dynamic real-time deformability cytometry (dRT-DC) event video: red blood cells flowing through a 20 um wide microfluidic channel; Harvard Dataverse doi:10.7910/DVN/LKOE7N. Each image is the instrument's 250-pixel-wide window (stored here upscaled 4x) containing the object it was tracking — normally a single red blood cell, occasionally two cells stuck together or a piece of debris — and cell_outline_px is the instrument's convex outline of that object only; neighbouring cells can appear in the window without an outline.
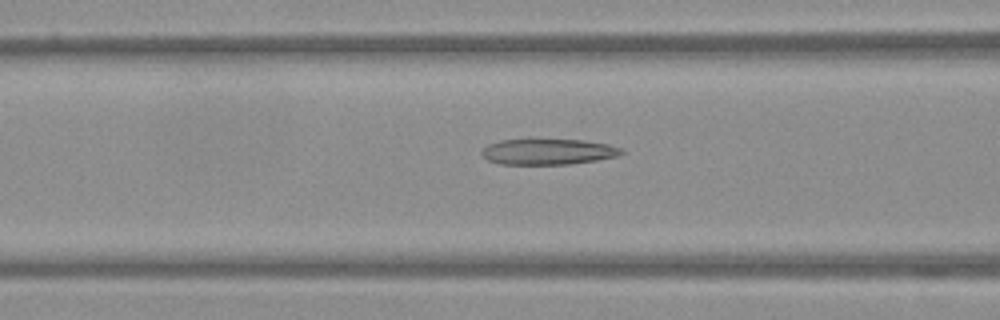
{"species": "Egyptian fruit bat (a non-hibernating species)", "species_latin": "Rousettus aegyptiacus", "temperature_condition": "warm", "stored_images_in_passage": 44, "camera_frame_rate_fps": 3000, "um_per_image_px": 0.085, "frame": {"image": 1, "passage_image": 22, "time_ms": 7.0, "image_size_px": [1000, 320], "cell_outline_px": [[624, 152], [616, 156], [596, 160], [568, 164], [500, 164], [488, 160], [480, 152], [488, 144], [500, 140], [584, 140], [608, 144], [624, 148]], "centroid_in_image_um": [46.6, 12.89], "position_along_channel_um": 120.0, "area_um2": 20.81}}
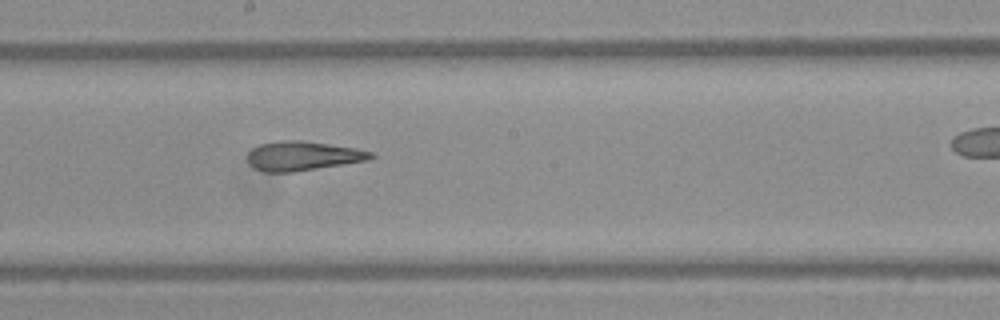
{"frame": {"image": 2, "passage_image": 30, "time_ms": 9.667, "image_size_px": [1000, 320], "cell_outline_px": [[376, 156], [368, 160], [344, 164], [292, 172], [264, 172], [256, 168], [248, 160], [248, 152], [252, 148], [260, 144], [280, 140], [304, 140], [356, 148], [372, 152]], "centroid_in_image_um": [25.75, 13.24], "position_along_channel_um": 222.4, "area_um2": 20.98}}
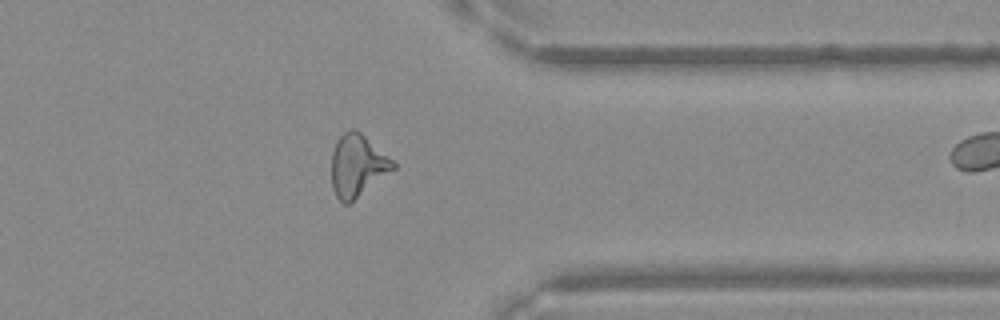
{"frame": {"image": 3, "passage_image": 43, "time_ms": 14.0, "image_size_px": [1000, 320], "cell_outline_px": [[396, 168], [348, 204], [344, 204], [336, 196], [332, 188], [332, 152], [336, 140], [344, 132], [352, 128], [356, 128], [392, 160], [396, 164]], "centroid_in_image_um": [30.36, 14.06], "position_along_channel_um": 381.0, "area_um2": 22.08}}